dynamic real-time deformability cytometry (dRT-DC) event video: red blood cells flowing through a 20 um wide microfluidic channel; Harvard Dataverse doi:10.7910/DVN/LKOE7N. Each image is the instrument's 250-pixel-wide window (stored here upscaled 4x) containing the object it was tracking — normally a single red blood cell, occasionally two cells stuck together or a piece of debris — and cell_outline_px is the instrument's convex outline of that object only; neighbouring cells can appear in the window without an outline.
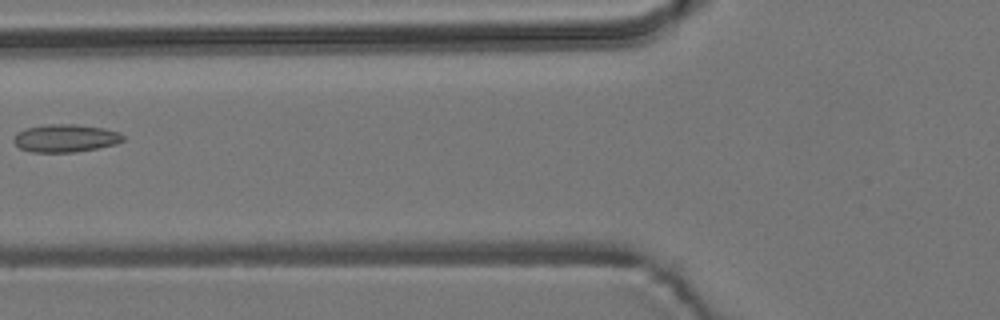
{"species": "common noctule bat (a hibernating species)", "species_latin": "Nyctalus noctula", "temperature_condition": "room temperature", "stored_images_in_passage": 8, "camera_frame_rate_fps": 3000, "um_per_image_px": 0.085, "animal": {"sex": "male", "body_mass_g": 19.2, "forearm_length_mm": 51.8}, "frame": {"image": 1, "passage_image": 8, "time_ms": 8.0, "image_size_px": [1000, 320], "cell_outline_px": [[124, 140], [116, 144], [76, 152], [32, 152], [20, 148], [12, 140], [16, 132], [24, 128], [44, 124], [76, 124], [104, 128], [120, 132], [124, 136]], "centroid_in_image_um": [5.55, 11.73], "position_along_channel_um": 120.3, "area_um2": 17.92}}